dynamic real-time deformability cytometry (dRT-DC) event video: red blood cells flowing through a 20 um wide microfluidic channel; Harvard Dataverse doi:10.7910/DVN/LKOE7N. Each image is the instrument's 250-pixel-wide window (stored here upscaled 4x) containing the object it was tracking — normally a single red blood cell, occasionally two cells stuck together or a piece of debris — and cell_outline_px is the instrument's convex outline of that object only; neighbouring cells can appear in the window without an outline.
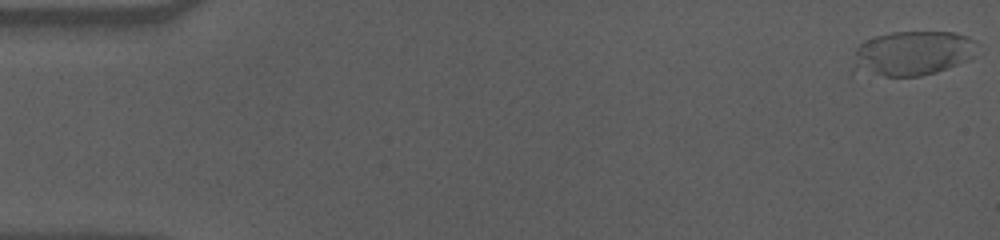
{"species": "human", "species_latin": "Homo sapiens", "temperature_condition": "cold", "stored_images_in_passage": 46, "camera_frame_rate_fps": 3000, "um_per_image_px": 0.085, "donor": {"sex": "male"}, "frame": {"image": 1, "passage_image": 1, "time_ms": 0.0, "image_size_px": [1000, 240], "cell_outline_px": [[976, 40], [972, 56], [968, 60], [948, 68], [936, 72], [920, 76], [848, 76], [856, 48], [860, 44], [876, 36], [892, 32], [952, 32], [968, 36]], "centroid_in_image_um": [77.42, 4.57], "position_along_channel_um": 7.6, "area_um2": 33.0}}
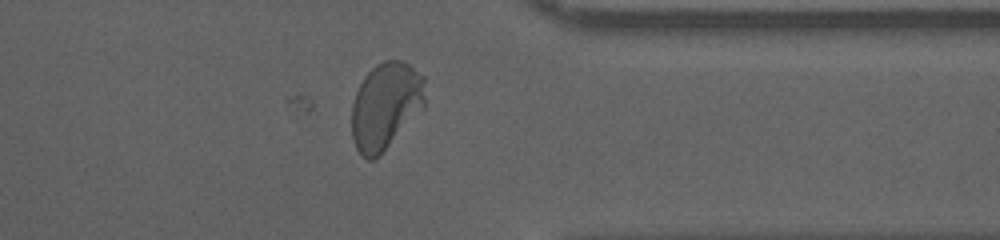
{"frame": {"image": 2, "passage_image": 46, "time_ms": 15.0, "image_size_px": [1000, 240], "cell_outline_px": [[424, 108], [380, 156], [376, 160], [368, 160], [356, 148], [352, 140], [352, 104], [356, 92], [364, 76], [376, 64], [384, 60], [400, 60], [408, 64], [424, 76]], "centroid_in_image_um": [32.77, 9.01], "position_along_channel_um": 378.6, "area_um2": 37.34}}